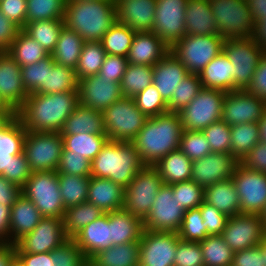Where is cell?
Masks as SVG:
<instances>
[{
	"label": "cell",
	"mask_w": 266,
	"mask_h": 266,
	"mask_svg": "<svg viewBox=\"0 0 266 266\" xmlns=\"http://www.w3.org/2000/svg\"><path fill=\"white\" fill-rule=\"evenodd\" d=\"M78 105V90L54 94L30 93L15 115L26 131L60 132Z\"/></svg>",
	"instance_id": "1"
},
{
	"label": "cell",
	"mask_w": 266,
	"mask_h": 266,
	"mask_svg": "<svg viewBox=\"0 0 266 266\" xmlns=\"http://www.w3.org/2000/svg\"><path fill=\"white\" fill-rule=\"evenodd\" d=\"M183 131L180 115L167 112L149 117L131 143L142 163L154 166L168 153L179 149Z\"/></svg>",
	"instance_id": "2"
},
{
	"label": "cell",
	"mask_w": 266,
	"mask_h": 266,
	"mask_svg": "<svg viewBox=\"0 0 266 266\" xmlns=\"http://www.w3.org/2000/svg\"><path fill=\"white\" fill-rule=\"evenodd\" d=\"M116 22L114 0H66L65 26L84 42L101 41Z\"/></svg>",
	"instance_id": "3"
},
{
	"label": "cell",
	"mask_w": 266,
	"mask_h": 266,
	"mask_svg": "<svg viewBox=\"0 0 266 266\" xmlns=\"http://www.w3.org/2000/svg\"><path fill=\"white\" fill-rule=\"evenodd\" d=\"M144 166L131 142L109 140L91 161V176L111 179L126 188Z\"/></svg>",
	"instance_id": "4"
},
{
	"label": "cell",
	"mask_w": 266,
	"mask_h": 266,
	"mask_svg": "<svg viewBox=\"0 0 266 266\" xmlns=\"http://www.w3.org/2000/svg\"><path fill=\"white\" fill-rule=\"evenodd\" d=\"M102 114L109 140L119 142H131L148 119L129 97L114 102Z\"/></svg>",
	"instance_id": "5"
},
{
	"label": "cell",
	"mask_w": 266,
	"mask_h": 266,
	"mask_svg": "<svg viewBox=\"0 0 266 266\" xmlns=\"http://www.w3.org/2000/svg\"><path fill=\"white\" fill-rule=\"evenodd\" d=\"M209 4L224 40L252 36L255 22L246 0H209Z\"/></svg>",
	"instance_id": "6"
},
{
	"label": "cell",
	"mask_w": 266,
	"mask_h": 266,
	"mask_svg": "<svg viewBox=\"0 0 266 266\" xmlns=\"http://www.w3.org/2000/svg\"><path fill=\"white\" fill-rule=\"evenodd\" d=\"M21 191L34 203L43 217L63 218L65 206L57 171L32 172Z\"/></svg>",
	"instance_id": "7"
},
{
	"label": "cell",
	"mask_w": 266,
	"mask_h": 266,
	"mask_svg": "<svg viewBox=\"0 0 266 266\" xmlns=\"http://www.w3.org/2000/svg\"><path fill=\"white\" fill-rule=\"evenodd\" d=\"M224 39L220 35H185L170 52L191 74H199L217 55L223 52Z\"/></svg>",
	"instance_id": "8"
},
{
	"label": "cell",
	"mask_w": 266,
	"mask_h": 266,
	"mask_svg": "<svg viewBox=\"0 0 266 266\" xmlns=\"http://www.w3.org/2000/svg\"><path fill=\"white\" fill-rule=\"evenodd\" d=\"M63 148L60 132L27 131L23 143V153L32 172L56 171Z\"/></svg>",
	"instance_id": "9"
},
{
	"label": "cell",
	"mask_w": 266,
	"mask_h": 266,
	"mask_svg": "<svg viewBox=\"0 0 266 266\" xmlns=\"http://www.w3.org/2000/svg\"><path fill=\"white\" fill-rule=\"evenodd\" d=\"M163 184L158 170L145 165L125 188L123 209L144 221Z\"/></svg>",
	"instance_id": "10"
},
{
	"label": "cell",
	"mask_w": 266,
	"mask_h": 266,
	"mask_svg": "<svg viewBox=\"0 0 266 266\" xmlns=\"http://www.w3.org/2000/svg\"><path fill=\"white\" fill-rule=\"evenodd\" d=\"M223 53L234 66L233 91L246 90L265 51L249 37L225 40Z\"/></svg>",
	"instance_id": "11"
},
{
	"label": "cell",
	"mask_w": 266,
	"mask_h": 266,
	"mask_svg": "<svg viewBox=\"0 0 266 266\" xmlns=\"http://www.w3.org/2000/svg\"><path fill=\"white\" fill-rule=\"evenodd\" d=\"M225 92L202 88L196 97L178 114L184 130L203 131L221 120Z\"/></svg>",
	"instance_id": "12"
},
{
	"label": "cell",
	"mask_w": 266,
	"mask_h": 266,
	"mask_svg": "<svg viewBox=\"0 0 266 266\" xmlns=\"http://www.w3.org/2000/svg\"><path fill=\"white\" fill-rule=\"evenodd\" d=\"M231 179L239 196L240 213L262 215L266 209V173L238 163Z\"/></svg>",
	"instance_id": "13"
},
{
	"label": "cell",
	"mask_w": 266,
	"mask_h": 266,
	"mask_svg": "<svg viewBox=\"0 0 266 266\" xmlns=\"http://www.w3.org/2000/svg\"><path fill=\"white\" fill-rule=\"evenodd\" d=\"M69 238L64 232L62 218L43 217L38 225L14 244V252L46 253L62 245Z\"/></svg>",
	"instance_id": "14"
},
{
	"label": "cell",
	"mask_w": 266,
	"mask_h": 266,
	"mask_svg": "<svg viewBox=\"0 0 266 266\" xmlns=\"http://www.w3.org/2000/svg\"><path fill=\"white\" fill-rule=\"evenodd\" d=\"M179 240L177 232L144 229L139 241V266H174Z\"/></svg>",
	"instance_id": "15"
},
{
	"label": "cell",
	"mask_w": 266,
	"mask_h": 266,
	"mask_svg": "<svg viewBox=\"0 0 266 266\" xmlns=\"http://www.w3.org/2000/svg\"><path fill=\"white\" fill-rule=\"evenodd\" d=\"M173 198L172 186L163 184L157 192L150 213L143 221L145 230L178 232L185 210Z\"/></svg>",
	"instance_id": "16"
},
{
	"label": "cell",
	"mask_w": 266,
	"mask_h": 266,
	"mask_svg": "<svg viewBox=\"0 0 266 266\" xmlns=\"http://www.w3.org/2000/svg\"><path fill=\"white\" fill-rule=\"evenodd\" d=\"M265 234L264 221L261 215L236 214L228 217L222 237L234 251H240L259 245Z\"/></svg>",
	"instance_id": "17"
},
{
	"label": "cell",
	"mask_w": 266,
	"mask_h": 266,
	"mask_svg": "<svg viewBox=\"0 0 266 266\" xmlns=\"http://www.w3.org/2000/svg\"><path fill=\"white\" fill-rule=\"evenodd\" d=\"M187 0H156L152 32L170 49L185 36Z\"/></svg>",
	"instance_id": "18"
},
{
	"label": "cell",
	"mask_w": 266,
	"mask_h": 266,
	"mask_svg": "<svg viewBox=\"0 0 266 266\" xmlns=\"http://www.w3.org/2000/svg\"><path fill=\"white\" fill-rule=\"evenodd\" d=\"M266 111V102L247 90L225 93L221 120L229 126L258 122Z\"/></svg>",
	"instance_id": "19"
},
{
	"label": "cell",
	"mask_w": 266,
	"mask_h": 266,
	"mask_svg": "<svg viewBox=\"0 0 266 266\" xmlns=\"http://www.w3.org/2000/svg\"><path fill=\"white\" fill-rule=\"evenodd\" d=\"M79 104L103 112L123 98L119 82H109L99 74L78 80Z\"/></svg>",
	"instance_id": "20"
},
{
	"label": "cell",
	"mask_w": 266,
	"mask_h": 266,
	"mask_svg": "<svg viewBox=\"0 0 266 266\" xmlns=\"http://www.w3.org/2000/svg\"><path fill=\"white\" fill-rule=\"evenodd\" d=\"M239 162L230 153H210L192 163L191 180L206 188L231 179Z\"/></svg>",
	"instance_id": "21"
},
{
	"label": "cell",
	"mask_w": 266,
	"mask_h": 266,
	"mask_svg": "<svg viewBox=\"0 0 266 266\" xmlns=\"http://www.w3.org/2000/svg\"><path fill=\"white\" fill-rule=\"evenodd\" d=\"M28 95L22 81L21 66L6 52H0V104L15 113Z\"/></svg>",
	"instance_id": "22"
},
{
	"label": "cell",
	"mask_w": 266,
	"mask_h": 266,
	"mask_svg": "<svg viewBox=\"0 0 266 266\" xmlns=\"http://www.w3.org/2000/svg\"><path fill=\"white\" fill-rule=\"evenodd\" d=\"M116 20L135 32H150L156 15V0H114Z\"/></svg>",
	"instance_id": "23"
},
{
	"label": "cell",
	"mask_w": 266,
	"mask_h": 266,
	"mask_svg": "<svg viewBox=\"0 0 266 266\" xmlns=\"http://www.w3.org/2000/svg\"><path fill=\"white\" fill-rule=\"evenodd\" d=\"M88 261L99 251L112 246L110 212L86 225L73 238Z\"/></svg>",
	"instance_id": "24"
},
{
	"label": "cell",
	"mask_w": 266,
	"mask_h": 266,
	"mask_svg": "<svg viewBox=\"0 0 266 266\" xmlns=\"http://www.w3.org/2000/svg\"><path fill=\"white\" fill-rule=\"evenodd\" d=\"M188 74L186 67L169 51L153 66V84L168 103L174 90Z\"/></svg>",
	"instance_id": "25"
},
{
	"label": "cell",
	"mask_w": 266,
	"mask_h": 266,
	"mask_svg": "<svg viewBox=\"0 0 266 266\" xmlns=\"http://www.w3.org/2000/svg\"><path fill=\"white\" fill-rule=\"evenodd\" d=\"M169 51L170 48L152 31L136 32L126 58L129 64L154 66Z\"/></svg>",
	"instance_id": "26"
},
{
	"label": "cell",
	"mask_w": 266,
	"mask_h": 266,
	"mask_svg": "<svg viewBox=\"0 0 266 266\" xmlns=\"http://www.w3.org/2000/svg\"><path fill=\"white\" fill-rule=\"evenodd\" d=\"M124 195L125 188L111 179L90 177L87 202L94 204L103 212L123 209Z\"/></svg>",
	"instance_id": "27"
},
{
	"label": "cell",
	"mask_w": 266,
	"mask_h": 266,
	"mask_svg": "<svg viewBox=\"0 0 266 266\" xmlns=\"http://www.w3.org/2000/svg\"><path fill=\"white\" fill-rule=\"evenodd\" d=\"M42 218L34 203L21 194L10 210V245L30 233Z\"/></svg>",
	"instance_id": "28"
},
{
	"label": "cell",
	"mask_w": 266,
	"mask_h": 266,
	"mask_svg": "<svg viewBox=\"0 0 266 266\" xmlns=\"http://www.w3.org/2000/svg\"><path fill=\"white\" fill-rule=\"evenodd\" d=\"M185 35H219L209 0H187Z\"/></svg>",
	"instance_id": "29"
},
{
	"label": "cell",
	"mask_w": 266,
	"mask_h": 266,
	"mask_svg": "<svg viewBox=\"0 0 266 266\" xmlns=\"http://www.w3.org/2000/svg\"><path fill=\"white\" fill-rule=\"evenodd\" d=\"M143 221L124 209L110 212V239L112 245L139 242L143 233Z\"/></svg>",
	"instance_id": "30"
},
{
	"label": "cell",
	"mask_w": 266,
	"mask_h": 266,
	"mask_svg": "<svg viewBox=\"0 0 266 266\" xmlns=\"http://www.w3.org/2000/svg\"><path fill=\"white\" fill-rule=\"evenodd\" d=\"M60 133L61 135L79 133L106 135L103 114L101 111H97L79 104L65 121Z\"/></svg>",
	"instance_id": "31"
},
{
	"label": "cell",
	"mask_w": 266,
	"mask_h": 266,
	"mask_svg": "<svg viewBox=\"0 0 266 266\" xmlns=\"http://www.w3.org/2000/svg\"><path fill=\"white\" fill-rule=\"evenodd\" d=\"M233 67L225 54L220 53L198 74L202 87L225 93L233 91Z\"/></svg>",
	"instance_id": "32"
},
{
	"label": "cell",
	"mask_w": 266,
	"mask_h": 266,
	"mask_svg": "<svg viewBox=\"0 0 266 266\" xmlns=\"http://www.w3.org/2000/svg\"><path fill=\"white\" fill-rule=\"evenodd\" d=\"M204 202L231 217L240 214V201L232 179L205 188Z\"/></svg>",
	"instance_id": "33"
},
{
	"label": "cell",
	"mask_w": 266,
	"mask_h": 266,
	"mask_svg": "<svg viewBox=\"0 0 266 266\" xmlns=\"http://www.w3.org/2000/svg\"><path fill=\"white\" fill-rule=\"evenodd\" d=\"M192 163V160L177 149L161 158L154 167L158 170L164 184L172 185L191 180Z\"/></svg>",
	"instance_id": "34"
},
{
	"label": "cell",
	"mask_w": 266,
	"mask_h": 266,
	"mask_svg": "<svg viewBox=\"0 0 266 266\" xmlns=\"http://www.w3.org/2000/svg\"><path fill=\"white\" fill-rule=\"evenodd\" d=\"M88 263L92 266H139V242L112 245L97 252Z\"/></svg>",
	"instance_id": "35"
},
{
	"label": "cell",
	"mask_w": 266,
	"mask_h": 266,
	"mask_svg": "<svg viewBox=\"0 0 266 266\" xmlns=\"http://www.w3.org/2000/svg\"><path fill=\"white\" fill-rule=\"evenodd\" d=\"M83 44L84 40L81 36L64 26L51 56L56 64L67 66L75 70L78 65Z\"/></svg>",
	"instance_id": "36"
},
{
	"label": "cell",
	"mask_w": 266,
	"mask_h": 266,
	"mask_svg": "<svg viewBox=\"0 0 266 266\" xmlns=\"http://www.w3.org/2000/svg\"><path fill=\"white\" fill-rule=\"evenodd\" d=\"M104 214L100 208L88 202L65 209L62 220L66 236L72 239L86 225Z\"/></svg>",
	"instance_id": "37"
},
{
	"label": "cell",
	"mask_w": 266,
	"mask_h": 266,
	"mask_svg": "<svg viewBox=\"0 0 266 266\" xmlns=\"http://www.w3.org/2000/svg\"><path fill=\"white\" fill-rule=\"evenodd\" d=\"M64 26V19L38 20L26 23L22 30L51 54Z\"/></svg>",
	"instance_id": "38"
},
{
	"label": "cell",
	"mask_w": 266,
	"mask_h": 266,
	"mask_svg": "<svg viewBox=\"0 0 266 266\" xmlns=\"http://www.w3.org/2000/svg\"><path fill=\"white\" fill-rule=\"evenodd\" d=\"M63 147L69 150V154H78L87 158L90 162L99 154L101 149L109 141L107 135L98 134H71L62 135Z\"/></svg>",
	"instance_id": "39"
},
{
	"label": "cell",
	"mask_w": 266,
	"mask_h": 266,
	"mask_svg": "<svg viewBox=\"0 0 266 266\" xmlns=\"http://www.w3.org/2000/svg\"><path fill=\"white\" fill-rule=\"evenodd\" d=\"M6 53L21 67L37 63L49 55L37 41L22 29Z\"/></svg>",
	"instance_id": "40"
},
{
	"label": "cell",
	"mask_w": 266,
	"mask_h": 266,
	"mask_svg": "<svg viewBox=\"0 0 266 266\" xmlns=\"http://www.w3.org/2000/svg\"><path fill=\"white\" fill-rule=\"evenodd\" d=\"M230 154L240 162L260 141L258 122L231 125Z\"/></svg>",
	"instance_id": "41"
},
{
	"label": "cell",
	"mask_w": 266,
	"mask_h": 266,
	"mask_svg": "<svg viewBox=\"0 0 266 266\" xmlns=\"http://www.w3.org/2000/svg\"><path fill=\"white\" fill-rule=\"evenodd\" d=\"M90 177L58 174L62 202L65 209L87 202Z\"/></svg>",
	"instance_id": "42"
},
{
	"label": "cell",
	"mask_w": 266,
	"mask_h": 266,
	"mask_svg": "<svg viewBox=\"0 0 266 266\" xmlns=\"http://www.w3.org/2000/svg\"><path fill=\"white\" fill-rule=\"evenodd\" d=\"M153 83V66L128 64L120 86L124 97L133 98Z\"/></svg>",
	"instance_id": "43"
},
{
	"label": "cell",
	"mask_w": 266,
	"mask_h": 266,
	"mask_svg": "<svg viewBox=\"0 0 266 266\" xmlns=\"http://www.w3.org/2000/svg\"><path fill=\"white\" fill-rule=\"evenodd\" d=\"M204 266H232L234 251L225 243L222 235H209L199 242Z\"/></svg>",
	"instance_id": "44"
},
{
	"label": "cell",
	"mask_w": 266,
	"mask_h": 266,
	"mask_svg": "<svg viewBox=\"0 0 266 266\" xmlns=\"http://www.w3.org/2000/svg\"><path fill=\"white\" fill-rule=\"evenodd\" d=\"M106 55L101 41L84 42L75 69L77 80L98 74Z\"/></svg>",
	"instance_id": "45"
},
{
	"label": "cell",
	"mask_w": 266,
	"mask_h": 266,
	"mask_svg": "<svg viewBox=\"0 0 266 266\" xmlns=\"http://www.w3.org/2000/svg\"><path fill=\"white\" fill-rule=\"evenodd\" d=\"M26 133L21 121L14 115L0 129V157L22 153Z\"/></svg>",
	"instance_id": "46"
},
{
	"label": "cell",
	"mask_w": 266,
	"mask_h": 266,
	"mask_svg": "<svg viewBox=\"0 0 266 266\" xmlns=\"http://www.w3.org/2000/svg\"><path fill=\"white\" fill-rule=\"evenodd\" d=\"M135 34V31L117 21L103 36V49L106 54L127 57Z\"/></svg>",
	"instance_id": "47"
},
{
	"label": "cell",
	"mask_w": 266,
	"mask_h": 266,
	"mask_svg": "<svg viewBox=\"0 0 266 266\" xmlns=\"http://www.w3.org/2000/svg\"><path fill=\"white\" fill-rule=\"evenodd\" d=\"M78 90V80L73 68L54 64L47 68L46 89L41 94H54Z\"/></svg>",
	"instance_id": "48"
},
{
	"label": "cell",
	"mask_w": 266,
	"mask_h": 266,
	"mask_svg": "<svg viewBox=\"0 0 266 266\" xmlns=\"http://www.w3.org/2000/svg\"><path fill=\"white\" fill-rule=\"evenodd\" d=\"M55 64L51 54L37 63L21 67L22 81L26 91L42 93L46 89L47 68Z\"/></svg>",
	"instance_id": "49"
},
{
	"label": "cell",
	"mask_w": 266,
	"mask_h": 266,
	"mask_svg": "<svg viewBox=\"0 0 266 266\" xmlns=\"http://www.w3.org/2000/svg\"><path fill=\"white\" fill-rule=\"evenodd\" d=\"M26 23L64 19L66 0H26Z\"/></svg>",
	"instance_id": "50"
},
{
	"label": "cell",
	"mask_w": 266,
	"mask_h": 266,
	"mask_svg": "<svg viewBox=\"0 0 266 266\" xmlns=\"http://www.w3.org/2000/svg\"><path fill=\"white\" fill-rule=\"evenodd\" d=\"M202 88L199 75L189 73L174 90L172 97L167 103L169 112H180L196 97Z\"/></svg>",
	"instance_id": "51"
},
{
	"label": "cell",
	"mask_w": 266,
	"mask_h": 266,
	"mask_svg": "<svg viewBox=\"0 0 266 266\" xmlns=\"http://www.w3.org/2000/svg\"><path fill=\"white\" fill-rule=\"evenodd\" d=\"M173 198L187 211L198 208L204 202L205 188L193 180L172 184Z\"/></svg>",
	"instance_id": "52"
},
{
	"label": "cell",
	"mask_w": 266,
	"mask_h": 266,
	"mask_svg": "<svg viewBox=\"0 0 266 266\" xmlns=\"http://www.w3.org/2000/svg\"><path fill=\"white\" fill-rule=\"evenodd\" d=\"M177 233L180 239L186 242H201L208 236L199 208L185 211L181 227Z\"/></svg>",
	"instance_id": "53"
},
{
	"label": "cell",
	"mask_w": 266,
	"mask_h": 266,
	"mask_svg": "<svg viewBox=\"0 0 266 266\" xmlns=\"http://www.w3.org/2000/svg\"><path fill=\"white\" fill-rule=\"evenodd\" d=\"M138 109L148 118L169 112L167 103L152 83L133 97Z\"/></svg>",
	"instance_id": "54"
},
{
	"label": "cell",
	"mask_w": 266,
	"mask_h": 266,
	"mask_svg": "<svg viewBox=\"0 0 266 266\" xmlns=\"http://www.w3.org/2000/svg\"><path fill=\"white\" fill-rule=\"evenodd\" d=\"M87 264L88 259L71 238L50 252V266H86Z\"/></svg>",
	"instance_id": "55"
},
{
	"label": "cell",
	"mask_w": 266,
	"mask_h": 266,
	"mask_svg": "<svg viewBox=\"0 0 266 266\" xmlns=\"http://www.w3.org/2000/svg\"><path fill=\"white\" fill-rule=\"evenodd\" d=\"M179 149L192 161L212 153L210 144L202 131L184 130Z\"/></svg>",
	"instance_id": "56"
},
{
	"label": "cell",
	"mask_w": 266,
	"mask_h": 266,
	"mask_svg": "<svg viewBox=\"0 0 266 266\" xmlns=\"http://www.w3.org/2000/svg\"><path fill=\"white\" fill-rule=\"evenodd\" d=\"M210 144L212 153H230L231 151V127L219 120L206 127L203 131Z\"/></svg>",
	"instance_id": "57"
},
{
	"label": "cell",
	"mask_w": 266,
	"mask_h": 266,
	"mask_svg": "<svg viewBox=\"0 0 266 266\" xmlns=\"http://www.w3.org/2000/svg\"><path fill=\"white\" fill-rule=\"evenodd\" d=\"M56 171L58 174L91 177V162L82 155L69 154V150L63 148Z\"/></svg>",
	"instance_id": "58"
},
{
	"label": "cell",
	"mask_w": 266,
	"mask_h": 266,
	"mask_svg": "<svg viewBox=\"0 0 266 266\" xmlns=\"http://www.w3.org/2000/svg\"><path fill=\"white\" fill-rule=\"evenodd\" d=\"M174 266H204L200 243L180 239L175 252Z\"/></svg>",
	"instance_id": "59"
},
{
	"label": "cell",
	"mask_w": 266,
	"mask_h": 266,
	"mask_svg": "<svg viewBox=\"0 0 266 266\" xmlns=\"http://www.w3.org/2000/svg\"><path fill=\"white\" fill-rule=\"evenodd\" d=\"M198 208L201 211L208 236L222 234L228 216L206 202H203Z\"/></svg>",
	"instance_id": "60"
},
{
	"label": "cell",
	"mask_w": 266,
	"mask_h": 266,
	"mask_svg": "<svg viewBox=\"0 0 266 266\" xmlns=\"http://www.w3.org/2000/svg\"><path fill=\"white\" fill-rule=\"evenodd\" d=\"M128 64L126 57L107 54L98 74L109 82L120 83Z\"/></svg>",
	"instance_id": "61"
},
{
	"label": "cell",
	"mask_w": 266,
	"mask_h": 266,
	"mask_svg": "<svg viewBox=\"0 0 266 266\" xmlns=\"http://www.w3.org/2000/svg\"><path fill=\"white\" fill-rule=\"evenodd\" d=\"M31 174L32 171L23 152L15 155L14 158L9 161L8 180L17 184L20 188L25 185Z\"/></svg>",
	"instance_id": "62"
},
{
	"label": "cell",
	"mask_w": 266,
	"mask_h": 266,
	"mask_svg": "<svg viewBox=\"0 0 266 266\" xmlns=\"http://www.w3.org/2000/svg\"><path fill=\"white\" fill-rule=\"evenodd\" d=\"M0 10L21 29L26 25V0H0Z\"/></svg>",
	"instance_id": "63"
},
{
	"label": "cell",
	"mask_w": 266,
	"mask_h": 266,
	"mask_svg": "<svg viewBox=\"0 0 266 266\" xmlns=\"http://www.w3.org/2000/svg\"><path fill=\"white\" fill-rule=\"evenodd\" d=\"M232 266H266L260 244L234 252Z\"/></svg>",
	"instance_id": "64"
},
{
	"label": "cell",
	"mask_w": 266,
	"mask_h": 266,
	"mask_svg": "<svg viewBox=\"0 0 266 266\" xmlns=\"http://www.w3.org/2000/svg\"><path fill=\"white\" fill-rule=\"evenodd\" d=\"M246 90L266 102V52L261 56L251 84Z\"/></svg>",
	"instance_id": "65"
},
{
	"label": "cell",
	"mask_w": 266,
	"mask_h": 266,
	"mask_svg": "<svg viewBox=\"0 0 266 266\" xmlns=\"http://www.w3.org/2000/svg\"><path fill=\"white\" fill-rule=\"evenodd\" d=\"M239 163L249 170L266 173V143L259 141Z\"/></svg>",
	"instance_id": "66"
},
{
	"label": "cell",
	"mask_w": 266,
	"mask_h": 266,
	"mask_svg": "<svg viewBox=\"0 0 266 266\" xmlns=\"http://www.w3.org/2000/svg\"><path fill=\"white\" fill-rule=\"evenodd\" d=\"M20 30L21 28L5 17L0 10V52H6L10 48Z\"/></svg>",
	"instance_id": "67"
},
{
	"label": "cell",
	"mask_w": 266,
	"mask_h": 266,
	"mask_svg": "<svg viewBox=\"0 0 266 266\" xmlns=\"http://www.w3.org/2000/svg\"><path fill=\"white\" fill-rule=\"evenodd\" d=\"M21 194V188L17 184L0 175V203L11 208Z\"/></svg>",
	"instance_id": "68"
},
{
	"label": "cell",
	"mask_w": 266,
	"mask_h": 266,
	"mask_svg": "<svg viewBox=\"0 0 266 266\" xmlns=\"http://www.w3.org/2000/svg\"><path fill=\"white\" fill-rule=\"evenodd\" d=\"M15 258L18 260L21 266H50V252H15Z\"/></svg>",
	"instance_id": "69"
},
{
	"label": "cell",
	"mask_w": 266,
	"mask_h": 266,
	"mask_svg": "<svg viewBox=\"0 0 266 266\" xmlns=\"http://www.w3.org/2000/svg\"><path fill=\"white\" fill-rule=\"evenodd\" d=\"M10 210L7 205L0 203V243L10 244Z\"/></svg>",
	"instance_id": "70"
},
{
	"label": "cell",
	"mask_w": 266,
	"mask_h": 266,
	"mask_svg": "<svg viewBox=\"0 0 266 266\" xmlns=\"http://www.w3.org/2000/svg\"><path fill=\"white\" fill-rule=\"evenodd\" d=\"M254 22L266 19V0H246Z\"/></svg>",
	"instance_id": "71"
},
{
	"label": "cell",
	"mask_w": 266,
	"mask_h": 266,
	"mask_svg": "<svg viewBox=\"0 0 266 266\" xmlns=\"http://www.w3.org/2000/svg\"><path fill=\"white\" fill-rule=\"evenodd\" d=\"M14 259L13 245L0 243V266H9Z\"/></svg>",
	"instance_id": "72"
},
{
	"label": "cell",
	"mask_w": 266,
	"mask_h": 266,
	"mask_svg": "<svg viewBox=\"0 0 266 266\" xmlns=\"http://www.w3.org/2000/svg\"><path fill=\"white\" fill-rule=\"evenodd\" d=\"M15 115V113L4 104H0V129Z\"/></svg>",
	"instance_id": "73"
},
{
	"label": "cell",
	"mask_w": 266,
	"mask_h": 266,
	"mask_svg": "<svg viewBox=\"0 0 266 266\" xmlns=\"http://www.w3.org/2000/svg\"><path fill=\"white\" fill-rule=\"evenodd\" d=\"M14 156H4L0 157V175L5 177L8 180V164Z\"/></svg>",
	"instance_id": "74"
},
{
	"label": "cell",
	"mask_w": 266,
	"mask_h": 266,
	"mask_svg": "<svg viewBox=\"0 0 266 266\" xmlns=\"http://www.w3.org/2000/svg\"><path fill=\"white\" fill-rule=\"evenodd\" d=\"M260 142L266 143V111L262 118L258 121Z\"/></svg>",
	"instance_id": "75"
},
{
	"label": "cell",
	"mask_w": 266,
	"mask_h": 266,
	"mask_svg": "<svg viewBox=\"0 0 266 266\" xmlns=\"http://www.w3.org/2000/svg\"><path fill=\"white\" fill-rule=\"evenodd\" d=\"M260 246L262 248L263 254H264V258H265V262H266V232L264 234L263 240L260 243Z\"/></svg>",
	"instance_id": "76"
},
{
	"label": "cell",
	"mask_w": 266,
	"mask_h": 266,
	"mask_svg": "<svg viewBox=\"0 0 266 266\" xmlns=\"http://www.w3.org/2000/svg\"><path fill=\"white\" fill-rule=\"evenodd\" d=\"M9 266H21V264L18 262V260L15 258Z\"/></svg>",
	"instance_id": "77"
},
{
	"label": "cell",
	"mask_w": 266,
	"mask_h": 266,
	"mask_svg": "<svg viewBox=\"0 0 266 266\" xmlns=\"http://www.w3.org/2000/svg\"><path fill=\"white\" fill-rule=\"evenodd\" d=\"M261 216H262L263 221H264L265 232H266V209H265V211L263 212V214Z\"/></svg>",
	"instance_id": "78"
}]
</instances>
